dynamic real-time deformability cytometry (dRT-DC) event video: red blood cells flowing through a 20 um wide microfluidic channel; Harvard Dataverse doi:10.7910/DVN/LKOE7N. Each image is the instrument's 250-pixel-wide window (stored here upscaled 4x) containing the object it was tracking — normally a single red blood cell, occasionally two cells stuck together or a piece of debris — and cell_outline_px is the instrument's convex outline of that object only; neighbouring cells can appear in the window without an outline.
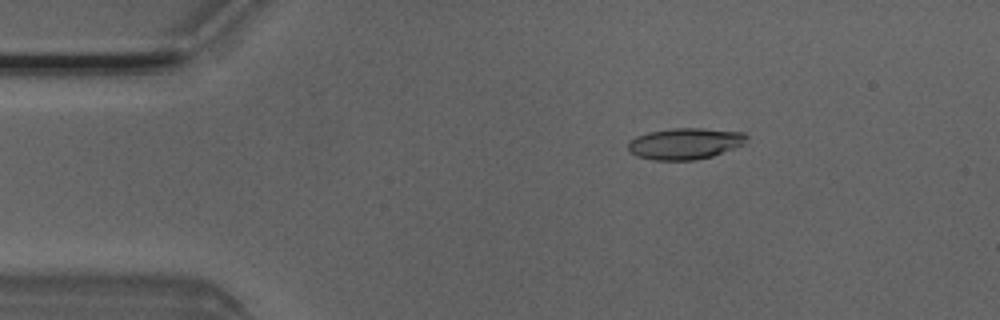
{"species": "Egyptian fruit bat (a non-hibernating species)", "species_latin": "Rousettus aegyptiacus", "temperature_condition": "room temperature", "stored_images_in_passage": 4, "camera_frame_rate_fps": 3000, "um_per_image_px": 0.085, "animal": {"sex": "male"}, "frame": {"image": 1, "passage_image": 2, "time_ms": 0.333, "image_size_px": [1000, 320], "cell_outline_px": [[748, 136], [744, 144], [712, 156], [696, 160], [652, 160], [636, 156], [628, 148], [628, 144], [636, 136], [648, 132], [672, 128], [704, 128], [744, 132]], "centroid_in_image_um": [58.24, 12.2], "position_along_channel_um": 26.8, "area_um2": 21.62}}